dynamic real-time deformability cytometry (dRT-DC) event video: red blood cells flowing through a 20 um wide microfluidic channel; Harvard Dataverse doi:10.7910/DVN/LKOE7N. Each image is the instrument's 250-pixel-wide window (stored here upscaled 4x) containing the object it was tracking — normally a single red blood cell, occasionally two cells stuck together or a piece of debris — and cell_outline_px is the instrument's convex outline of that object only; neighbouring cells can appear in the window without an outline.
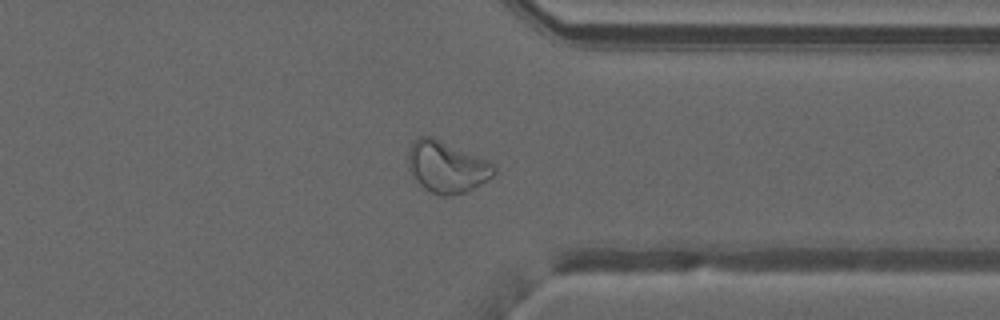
{"species": "common noctule bat (a hibernating species)", "species_latin": "Nyctalus noctula", "temperature_condition": "warm", "stored_images_in_passage": 50, "camera_frame_rate_fps": 3000, "um_per_image_px": 0.085, "animal": {"sex": "male", "forearm_length_mm": 52.5}, "frame": {"image": 1, "passage_image": 39, "time_ms": 12.667, "image_size_px": [1000, 320], "cell_outline_px": [[496, 172], [492, 176], [472, 188], [464, 192], [448, 196], [440, 196], [424, 188], [416, 180], [408, 168], [408, 152], [412, 140], [420, 136], [432, 136], [488, 160], [496, 164]], "centroid_in_image_um": [37.95, 14.16], "position_along_channel_um": 373.4, "area_um2": 25.72}}
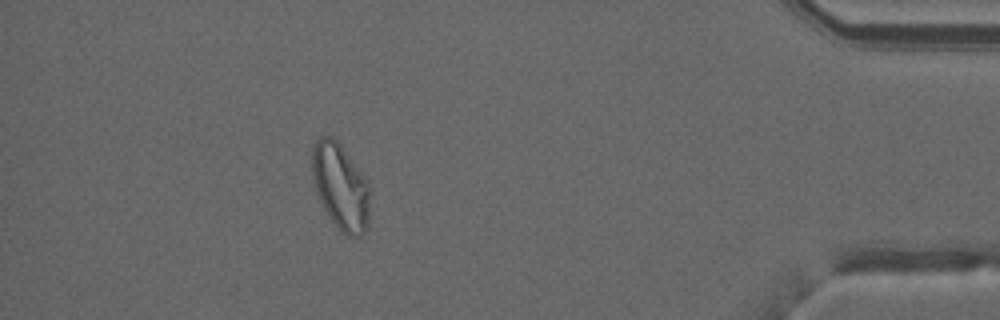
{"frame": {"image": 2, "passage_image": 45, "time_ms": 14.667, "image_size_px": [1000, 320], "cell_outline_px": [[368, 228], [364, 232], [356, 236], [348, 236], [340, 232], [328, 216], [316, 192], [312, 172], [312, 148], [316, 140], [320, 136], [332, 136], [340, 144], [368, 180]], "centroid_in_image_um": [28.93, 15.86], "position_along_channel_um": 406.3, "area_um2": 28.9}, "authors_computed_cell_mechanics": {"area_um2": 28.4087, "velocity_mm_per_s": 4.045, "shape_relaxation_time_tau1_ms": null, "shape_relaxation_time_tau2_ms": 1.2477, "deformation_change_tau1": null, "deformation_change_tau2": 0.1016}}